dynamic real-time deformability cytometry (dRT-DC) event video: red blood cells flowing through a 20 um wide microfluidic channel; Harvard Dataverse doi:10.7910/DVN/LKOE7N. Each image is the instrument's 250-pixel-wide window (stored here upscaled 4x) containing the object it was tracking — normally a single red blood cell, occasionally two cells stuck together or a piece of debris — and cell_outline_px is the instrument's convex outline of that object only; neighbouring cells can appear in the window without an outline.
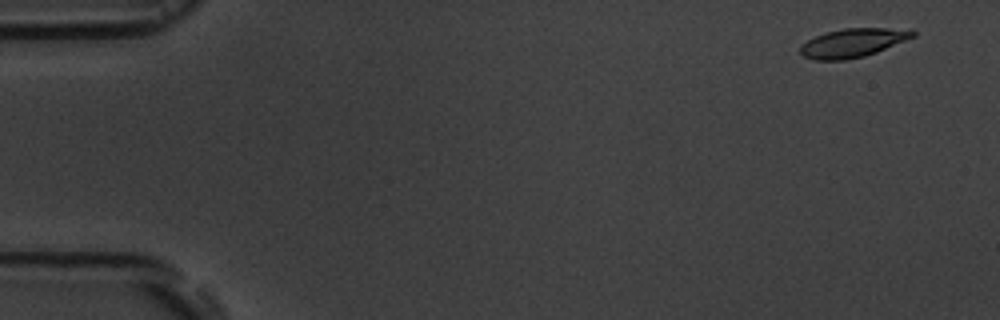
{"species": "common noctule bat (a hibernating species)", "species_latin": "Nyctalus noctula", "temperature_condition": "room temperature", "stored_images_in_passage": 4, "camera_frame_rate_fps": 3000, "um_per_image_px": 0.085, "animal": {"sex": "male", "body_mass_g": 19.5, "forearm_length_mm": 54.6}, "frame": {"image": 1, "passage_image": 1, "time_ms": 0.0, "image_size_px": [1000, 320], "cell_outline_px": [[916, 36], [876, 52], [864, 56], [844, 60], [816, 60], [804, 56], [800, 52], [800, 48], [808, 40], [816, 36], [828, 32], [844, 28], [884, 28], [916, 32]], "centroid_in_image_um": [72.47, 3.65], "position_along_channel_um": 12.5, "area_um2": 18.32}}
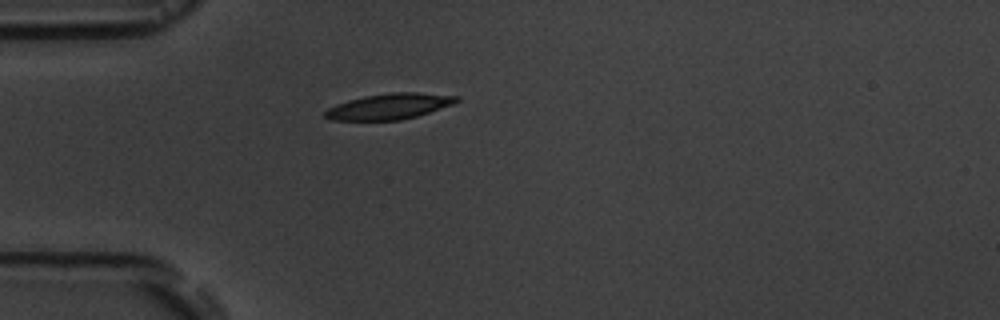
{"frame": {"image": 2, "passage_image": 4, "time_ms": 4.333, "image_size_px": [1000, 320], "cell_outline_px": [[460, 100], [452, 104], [416, 116], [400, 120], [332, 120], [324, 116], [324, 112], [328, 108], [336, 104], [348, 100], [364, 96], [392, 92], [420, 92], [460, 96]], "centroid_in_image_um": [33.09, 9.03], "position_along_channel_um": 51.9, "area_um2": 19.65}}